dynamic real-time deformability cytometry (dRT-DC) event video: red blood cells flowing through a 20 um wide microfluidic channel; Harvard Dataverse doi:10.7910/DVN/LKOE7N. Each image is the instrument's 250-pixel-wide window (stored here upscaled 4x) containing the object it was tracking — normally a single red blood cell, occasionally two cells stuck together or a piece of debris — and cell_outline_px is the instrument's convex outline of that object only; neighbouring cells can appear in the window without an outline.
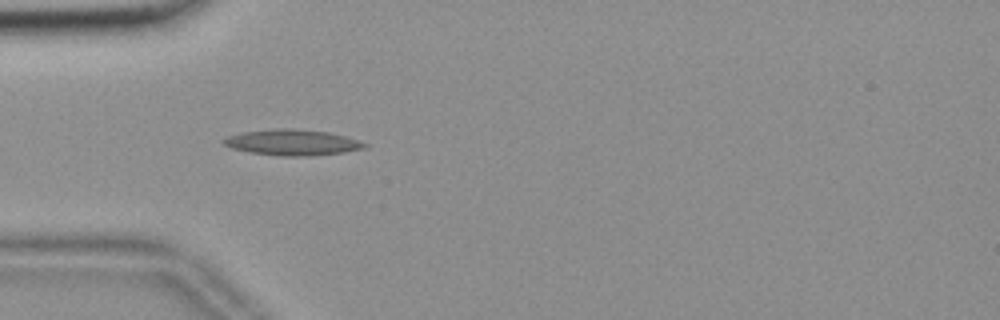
{"species": "common noctule bat (a hibernating species)", "species_latin": "Nyctalus noctula", "temperature_condition": "room temperature", "stored_images_in_passage": 46, "camera_frame_rate_fps": 3000, "um_per_image_px": 0.085, "animal": {"sex": "female", "body_mass_g": 18.4}, "frame": {"image": 1, "passage_image": 7, "time_ms": 2.0, "image_size_px": [1000, 320], "cell_outline_px": [[368, 148], [344, 152], [312, 156], [284, 156], [252, 152], [232, 148], [224, 144], [220, 140], [228, 136], [244, 132], [280, 128], [292, 128], [328, 132], [344, 136], [368, 144]], "centroid_in_image_um": [24.88, 12.11], "position_along_channel_um": 60.1, "area_um2": 21.04}}
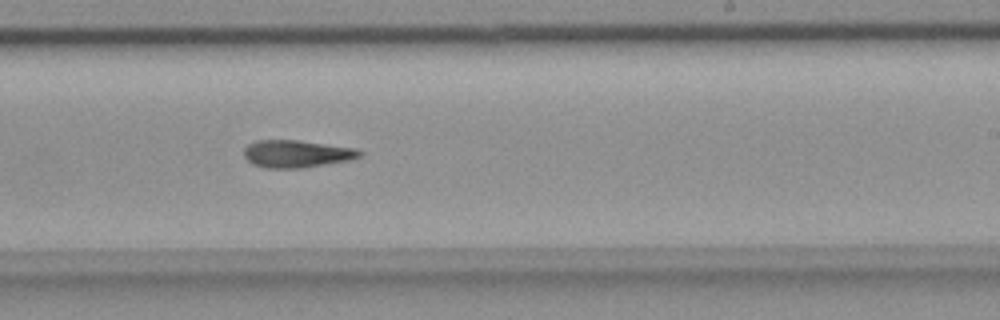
{"frame": {"image": 2, "passage_image": 24, "time_ms": 7.667, "image_size_px": [1000, 320], "cell_outline_px": [[364, 152], [360, 156], [348, 160], [304, 168], [268, 168], [252, 164], [244, 156], [244, 148], [248, 144], [256, 140], [300, 140], [356, 148]], "centroid_in_image_um": [25.21, 13.06], "position_along_channel_um": 263.8, "area_um2": 18.55}}
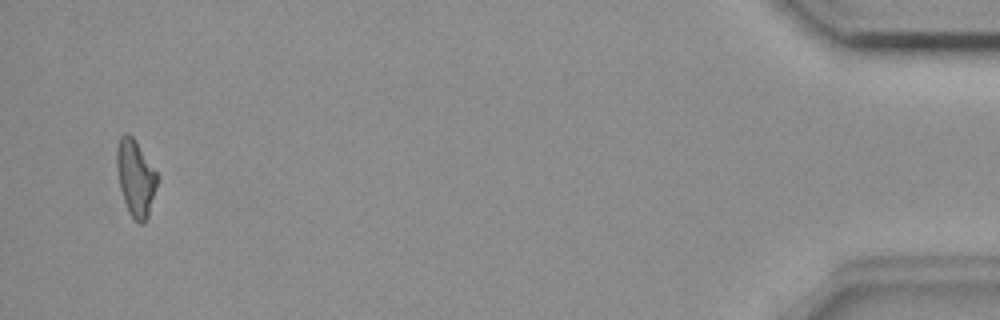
{"frame": {"image": 3, "passage_image": 44, "time_ms": 14.333, "image_size_px": [1000, 320], "cell_outline_px": [[160, 180], [148, 216], [144, 224], [140, 224], [128, 212], [120, 188], [116, 168], [116, 148], [120, 136], [124, 132], [128, 132], [136, 140], [160, 176]], "centroid_in_image_um": [11.55, 15.09], "position_along_channel_um": 423.7, "area_um2": 18.55}}